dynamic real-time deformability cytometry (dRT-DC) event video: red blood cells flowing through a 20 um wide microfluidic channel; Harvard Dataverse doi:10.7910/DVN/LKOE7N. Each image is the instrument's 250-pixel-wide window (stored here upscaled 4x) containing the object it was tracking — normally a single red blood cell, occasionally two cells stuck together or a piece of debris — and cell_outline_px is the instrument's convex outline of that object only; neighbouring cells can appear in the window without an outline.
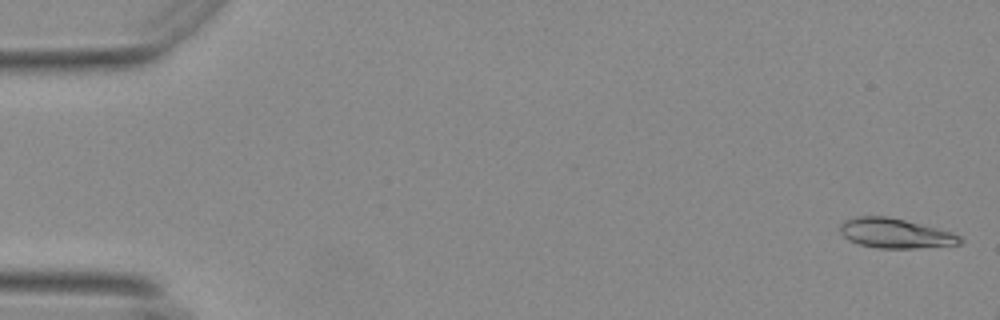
{"species": "Egyptian fruit bat (a non-hibernating species)", "species_latin": "Rousettus aegyptiacus", "temperature_condition": "warm", "stored_images_in_passage": 13, "camera_frame_rate_fps": 3000, "um_per_image_px": 0.085, "animal": {"sex": "female"}, "frame": {"image": 1, "passage_image": 1, "time_ms": 0.0, "image_size_px": [1000, 320], "cell_outline_px": [[964, 240], [960, 244], [916, 248], [876, 248], [860, 244], [848, 240], [840, 232], [840, 224], [844, 220], [856, 216], [888, 216], [952, 232], [960, 236]], "centroid_in_image_um": [76.08, 19.83], "position_along_channel_um": 8.9, "area_um2": 20.69}}